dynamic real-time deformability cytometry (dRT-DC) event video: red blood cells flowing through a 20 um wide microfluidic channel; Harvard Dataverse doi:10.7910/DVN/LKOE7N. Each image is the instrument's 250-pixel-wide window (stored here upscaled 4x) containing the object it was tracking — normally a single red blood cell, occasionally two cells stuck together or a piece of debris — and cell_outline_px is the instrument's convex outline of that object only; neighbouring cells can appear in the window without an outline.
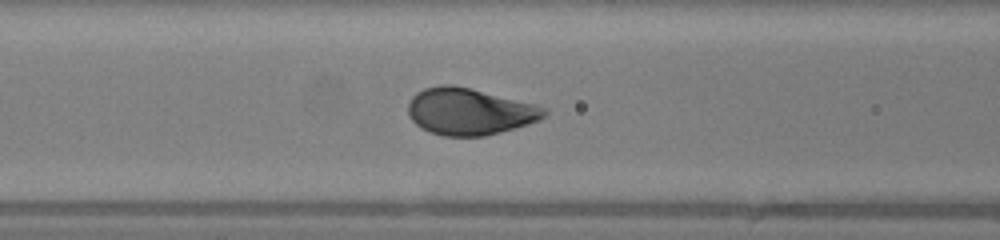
{"species": "human", "species_latin": "Homo sapiens", "temperature_condition": "warm", "stored_images_in_passage": 48, "camera_frame_rate_fps": 3000, "um_per_image_px": 0.085, "donor": {"sex": "female"}, "frame": {"image": 1, "passage_image": 19, "time_ms": 6.0, "image_size_px": [1000, 240], "cell_outline_px": [[548, 112], [540, 120], [528, 124], [500, 132], [484, 136], [444, 136], [420, 128], [408, 116], [408, 104], [412, 96], [416, 92], [424, 88], [440, 84], [452, 84], [536, 104], [544, 108]], "centroid_in_image_um": [39.88, 9.47], "position_along_channel_um": 126.7, "area_um2": 37.05}}
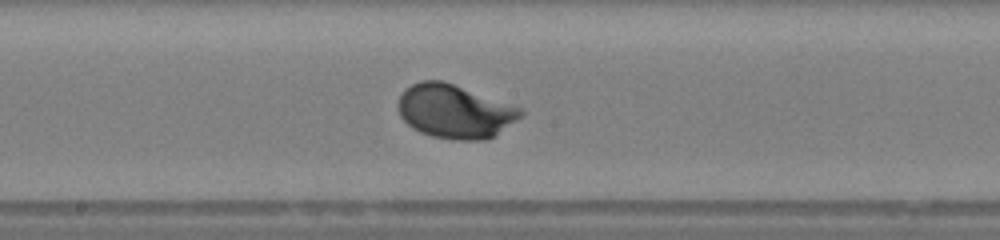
{"frame": {"image": 2, "passage_image": 25, "time_ms": 8.0, "image_size_px": [1000, 240], "cell_outline_px": [[524, 112], [520, 116], [496, 136], [484, 140], [452, 140], [432, 136], [420, 132], [412, 128], [400, 116], [396, 108], [396, 104], [404, 88], [420, 80], [444, 80], [524, 108]], "centroid_in_image_um": [38.63, 9.45], "position_along_channel_um": 209.6, "area_um2": 38.9}}
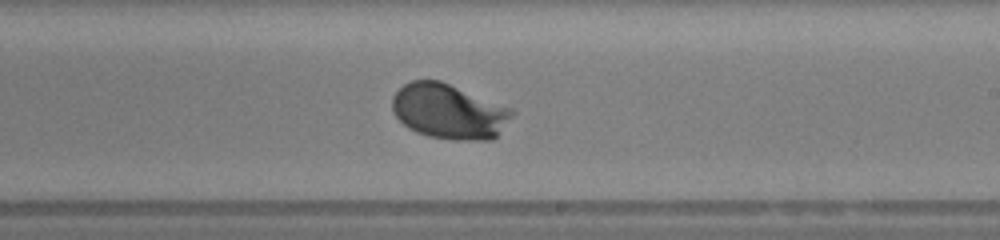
{"frame": {"image": 3, "passage_image": 28, "time_ms": 9.0, "image_size_px": [1000, 240], "cell_outline_px": [[516, 112], [496, 136], [492, 140], [452, 140], [428, 136], [416, 132], [408, 128], [392, 112], [392, 96], [404, 84], [412, 80], [440, 80], [512, 108]], "centroid_in_image_um": [38.15, 9.47], "position_along_channel_um": 250.8, "area_um2": 38.49}, "authors_computed_cell_mechanics": {"area_um2": 37.2232, "velocity_mm_per_s": 4.1663, "shape_relaxation_time_tau1_ms": 1.6181, "shape_relaxation_time_tau2_ms": null, "deformation_change_tau1": 0.1515, "deformation_change_tau2": null}}